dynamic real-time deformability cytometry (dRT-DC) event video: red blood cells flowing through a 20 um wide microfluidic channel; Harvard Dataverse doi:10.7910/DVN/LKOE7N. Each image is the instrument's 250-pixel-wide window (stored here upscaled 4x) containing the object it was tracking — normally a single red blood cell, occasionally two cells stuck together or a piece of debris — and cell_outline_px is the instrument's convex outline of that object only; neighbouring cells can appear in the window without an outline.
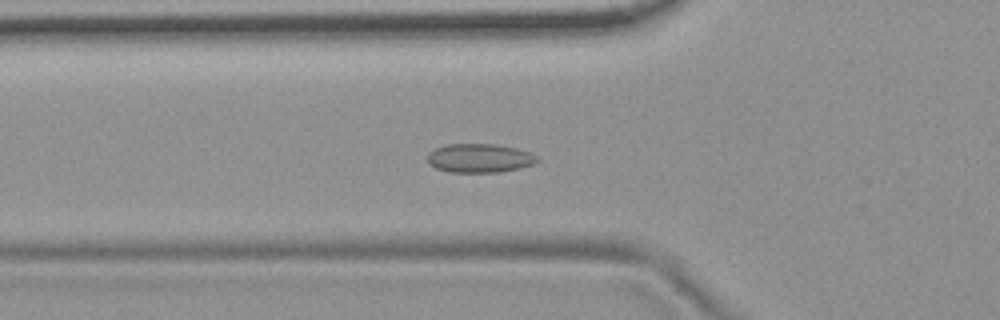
{"species": "common noctule bat (a hibernating species)", "species_latin": "Nyctalus noctula", "temperature_condition": "room temperature", "stored_images_in_passage": 55, "camera_frame_rate_fps": 3000, "um_per_image_px": 0.085, "animal": {"sex": "female", "body_mass_g": 19.9}, "frame": {"image": 1, "passage_image": 19, "time_ms": 6.0, "image_size_px": [1000, 320], "cell_outline_px": [[540, 160], [532, 164], [520, 168], [500, 172], [448, 172], [436, 168], [428, 164], [428, 152], [436, 148], [448, 144], [492, 144], [516, 148], [528, 152], [536, 156]], "centroid_in_image_um": [40.74, 13.45], "position_along_channel_um": 85.1, "area_um2": 18.38}}
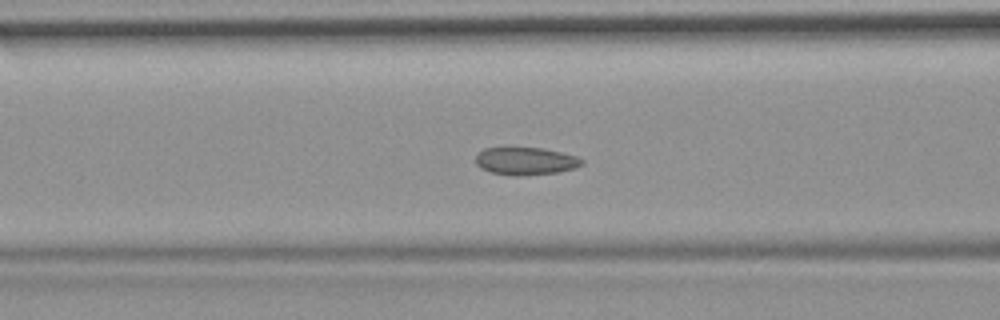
{"frame": {"image": 2, "passage_image": 22, "time_ms": 7.0, "image_size_px": [1000, 320], "cell_outline_px": [[584, 164], [576, 168], [556, 172], [524, 176], [512, 176], [492, 172], [480, 168], [476, 164], [476, 156], [484, 148], [544, 148], [576, 156], [584, 160]], "centroid_in_image_um": [44.7, 13.7], "position_along_channel_um": 121.9, "area_um2": 17.11}}
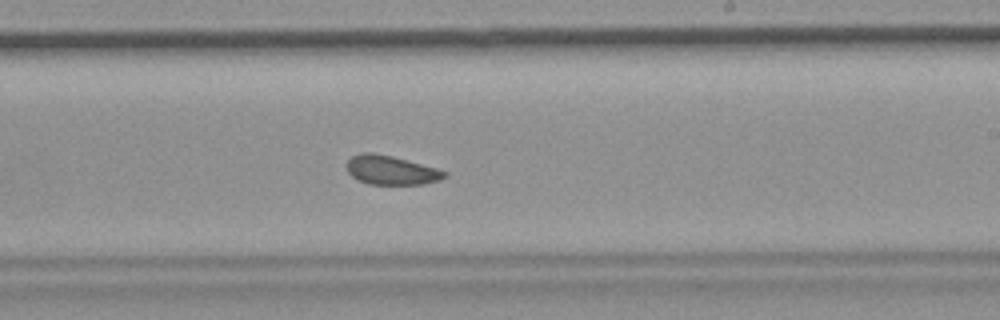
{"frame": {"image": 3, "passage_image": 33, "time_ms": 10.667, "image_size_px": [1000, 320], "cell_outline_px": [[448, 176], [440, 180], [424, 184], [368, 184], [352, 176], [348, 172], [344, 164], [352, 156], [364, 152], [372, 152], [392, 156], [436, 168], [448, 172]], "centroid_in_image_um": [33.24, 14.46], "position_along_channel_um": 255.8, "area_um2": 16.59}, "authors_computed_cell_mechanics": {"area_um2": 17.8602, "velocity_mm_per_s": 3.666, "shape_relaxation_time_tau1_ms": null, "shape_relaxation_time_tau2_ms": 1.5516, "deformation_change_tau1": null, "deformation_change_tau2": 0.0646}}